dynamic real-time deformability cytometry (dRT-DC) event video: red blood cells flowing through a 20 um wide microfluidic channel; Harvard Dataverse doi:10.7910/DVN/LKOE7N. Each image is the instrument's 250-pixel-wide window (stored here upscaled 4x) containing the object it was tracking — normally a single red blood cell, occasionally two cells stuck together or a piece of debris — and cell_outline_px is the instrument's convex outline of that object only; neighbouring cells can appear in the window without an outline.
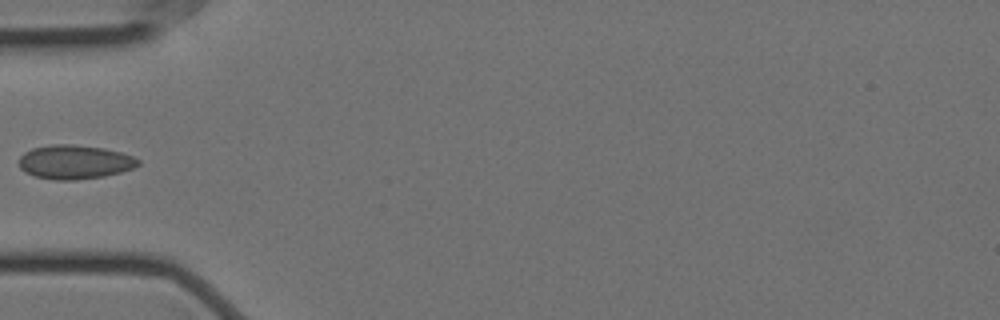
{"species": "Egyptian fruit bat (a non-hibernating species)", "species_latin": "Rousettus aegyptiacus", "temperature_condition": "cold", "stored_images_in_passage": 4, "camera_frame_rate_fps": 3000, "um_per_image_px": 0.085, "animal": {"sex": "female"}, "frame": {"image": 1, "passage_image": 4, "time_ms": 1.0, "image_size_px": [1000, 320], "cell_outline_px": [[140, 164], [132, 168], [120, 172], [104, 176], [76, 180], [56, 180], [36, 176], [24, 172], [20, 168], [20, 156], [24, 152], [32, 148], [52, 144], [72, 144], [104, 148], [120, 152], [132, 156], [140, 160]], "centroid_in_image_um": [6.34, 13.76], "position_along_channel_um": 78.7, "area_um2": 23.58}}